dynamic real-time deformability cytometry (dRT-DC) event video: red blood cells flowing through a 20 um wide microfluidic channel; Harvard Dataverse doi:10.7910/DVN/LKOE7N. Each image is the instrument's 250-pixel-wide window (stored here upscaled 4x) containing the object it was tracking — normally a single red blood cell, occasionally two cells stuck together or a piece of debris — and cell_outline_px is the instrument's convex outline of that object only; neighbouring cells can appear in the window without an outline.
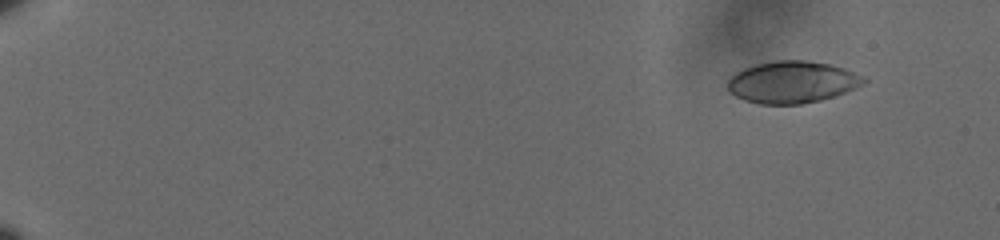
{"species": "human", "species_latin": "Homo sapiens", "temperature_condition": "cold", "stored_images_in_passage": 8, "camera_frame_rate_fps": 3000, "um_per_image_px": 0.085, "donor": {"sex": "male"}, "frame": {"image": 1, "passage_image": 1, "time_ms": 0.0, "image_size_px": [1000, 240], "cell_outline_px": [[868, 80], [864, 84], [856, 88], [836, 96], [820, 100], [800, 104], [760, 104], [744, 100], [736, 96], [728, 88], [728, 80], [736, 72], [744, 68], [756, 64], [776, 60], [804, 60], [828, 64], [844, 68], [864, 76]], "centroid_in_image_um": [67.37, 6.98], "position_along_channel_um": 17.6, "area_um2": 33.23}}
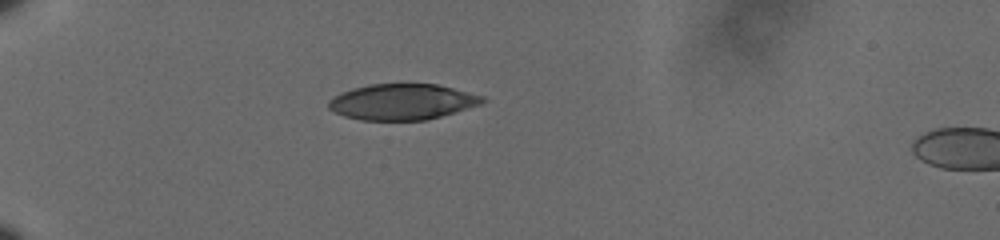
{"frame": {"image": 2, "passage_image": 6, "time_ms": 1.667, "image_size_px": [1000, 240], "cell_outline_px": [[488, 100], [480, 104], [428, 120], [360, 120], [344, 116], [328, 108], [328, 100], [332, 96], [340, 92], [352, 88], [368, 84], [436, 84], [484, 96]], "centroid_in_image_um": [34.15, 8.65], "position_along_channel_um": 50.9, "area_um2": 32.19}}
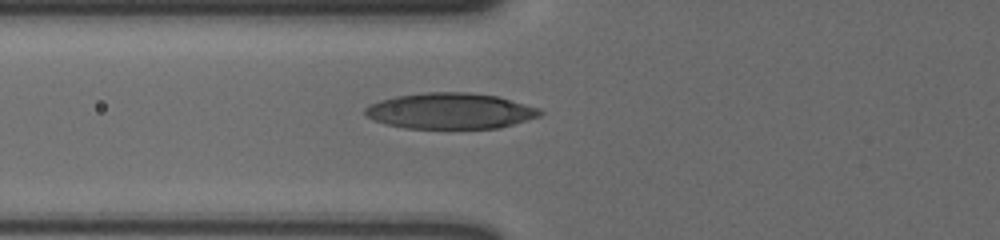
{"frame": {"image": 3, "passage_image": 8, "time_ms": 2.333, "image_size_px": [1000, 240], "cell_outline_px": [[544, 112], [540, 116], [500, 128], [404, 128], [372, 120], [364, 116], [364, 108], [380, 100], [396, 96], [424, 92], [468, 92], [496, 96], [540, 108]], "centroid_in_image_um": [38.26, 9.43], "position_along_channel_um": 87.5, "area_um2": 36.59}}